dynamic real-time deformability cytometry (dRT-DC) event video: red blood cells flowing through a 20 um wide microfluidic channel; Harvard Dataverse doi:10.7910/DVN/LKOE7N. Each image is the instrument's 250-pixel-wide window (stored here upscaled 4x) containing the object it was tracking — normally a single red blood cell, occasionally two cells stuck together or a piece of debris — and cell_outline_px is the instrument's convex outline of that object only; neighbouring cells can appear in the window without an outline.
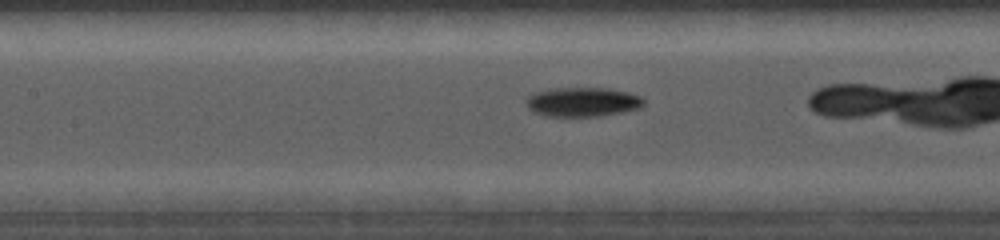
{"species": "common noctule bat (a hibernating species)", "species_latin": "Nyctalus noctula", "temperature_condition": "cold", "stored_images_in_passage": 12, "camera_frame_rate_fps": 5000, "um_per_image_px": 0.085, "animal": {"sex": "female", "body_mass_g": 19.0, "forearm_length_mm": 56.7}, "frame": {"image": 1, "passage_image": 6, "time_ms": 2.0, "image_size_px": [1000, 240], "cell_outline_px": [[644, 104], [640, 108], [600, 116], [544, 116], [532, 112], [528, 108], [524, 100], [528, 96], [536, 92], [552, 88], [608, 88], [628, 92], [640, 96], [644, 100]], "centroid_in_image_um": [49.48, 8.66], "position_along_channel_um": 157.9, "area_um2": 20.17}}